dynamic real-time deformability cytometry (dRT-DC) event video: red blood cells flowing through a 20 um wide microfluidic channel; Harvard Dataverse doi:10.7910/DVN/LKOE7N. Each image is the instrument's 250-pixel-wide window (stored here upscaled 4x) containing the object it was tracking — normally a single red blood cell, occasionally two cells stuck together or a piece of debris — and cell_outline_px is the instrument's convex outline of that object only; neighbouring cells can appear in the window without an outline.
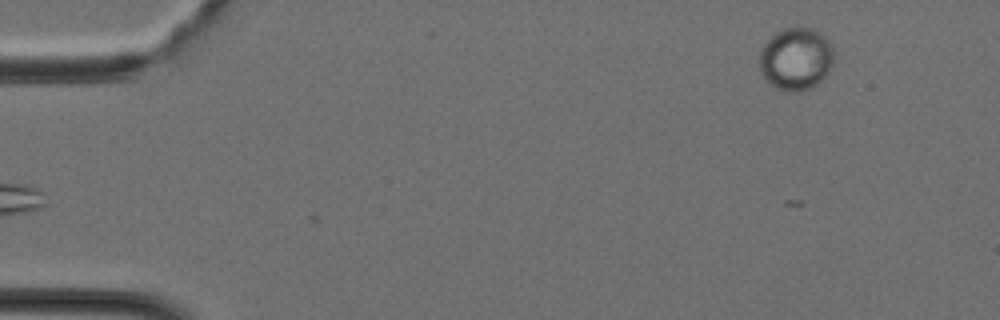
{"species": "Egyptian fruit bat (a non-hibernating species)", "species_latin": "Rousettus aegyptiacus", "temperature_condition": "cold", "stored_images_in_passage": 23, "camera_frame_rate_fps": 3000, "um_per_image_px": 0.085, "animal": {"sex": "female"}, "frame": {"image": 1, "passage_image": 1, "time_ms": 0.0, "image_size_px": [1000, 320], "cell_outline_px": [[832, 64], [828, 72], [812, 88], [800, 92], [788, 92], [776, 88], [768, 84], [760, 72], [760, 48], [776, 32], [784, 28], [796, 24], [812, 28], [820, 32], [832, 44]], "centroid_in_image_um": [67.63, 4.98], "position_along_channel_um": 17.4, "area_um2": 27.63}}
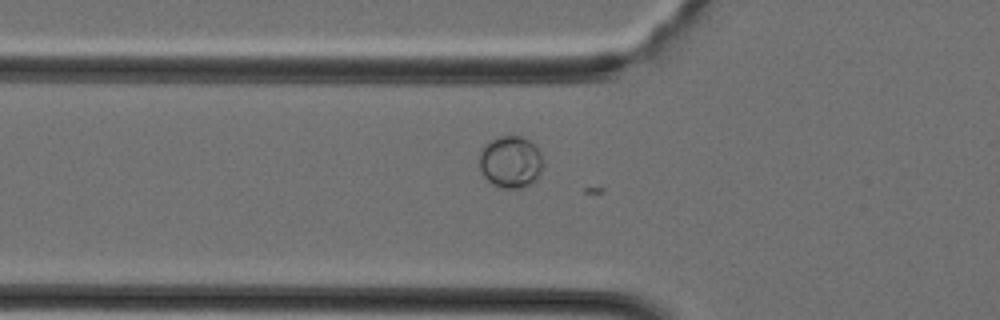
{"frame": {"image": 2, "passage_image": 11, "time_ms": 3.333, "image_size_px": [1000, 320], "cell_outline_px": [[544, 164], [540, 176], [532, 184], [520, 188], [500, 188], [492, 184], [484, 176], [480, 168], [480, 152], [484, 144], [500, 136], [520, 136], [536, 144], [544, 160]], "centroid_in_image_um": [43.45, 13.77], "position_along_channel_um": 82.4, "area_um2": 19.65}}
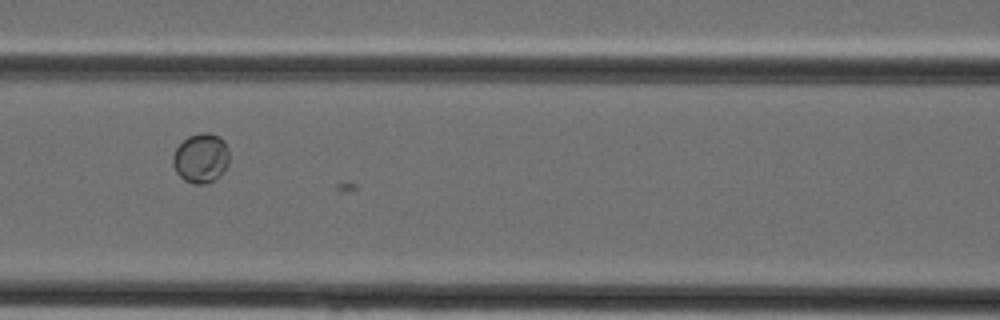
{"frame": {"image": 3, "passage_image": 15, "time_ms": 4.667, "image_size_px": [1000, 320], "cell_outline_px": [[228, 164], [224, 172], [220, 176], [204, 184], [196, 184], [184, 180], [176, 172], [172, 164], [172, 156], [176, 148], [188, 136], [200, 132], [208, 132], [220, 136], [224, 140], [228, 148]], "centroid_in_image_um": [17.08, 13.42], "position_along_channel_um": 149.5, "area_um2": 16.42}}